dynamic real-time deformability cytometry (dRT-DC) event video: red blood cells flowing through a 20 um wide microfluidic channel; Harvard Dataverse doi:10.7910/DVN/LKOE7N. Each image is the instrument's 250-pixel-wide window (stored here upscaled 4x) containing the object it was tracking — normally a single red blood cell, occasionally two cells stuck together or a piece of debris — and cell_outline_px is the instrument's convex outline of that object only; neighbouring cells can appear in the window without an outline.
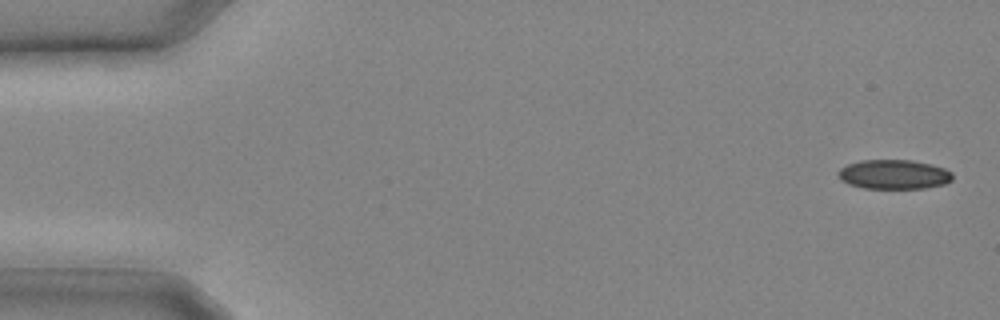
{"species": "common noctule bat (a hibernating species)", "species_latin": "Nyctalus noctula", "temperature_condition": "cold", "stored_images_in_passage": 10, "camera_frame_rate_fps": 3000, "um_per_image_px": 0.085, "animal": {"sex": "male", "body_mass_g": 20.4}, "frame": {"image": 1, "passage_image": 1, "time_ms": 0.0, "image_size_px": [1000, 320], "cell_outline_px": [[952, 180], [944, 184], [924, 188], [864, 188], [848, 184], [840, 180], [836, 172], [840, 168], [848, 164], [860, 160], [912, 160], [944, 168], [952, 172]], "centroid_in_image_um": [75.94, 14.82], "position_along_channel_um": 9.1, "area_um2": 19.59}}
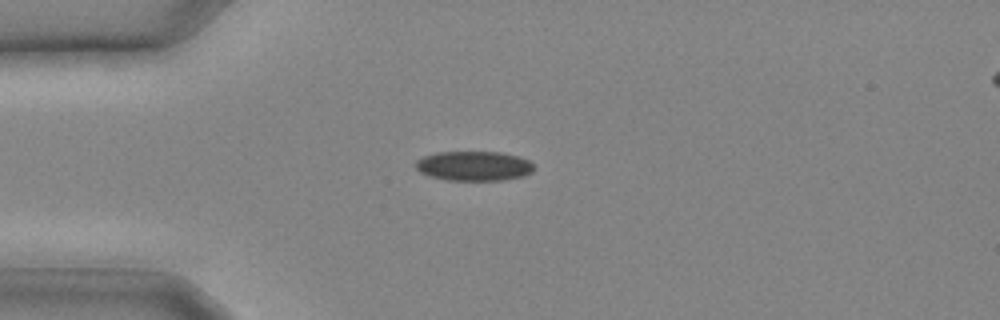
{"frame": {"image": 2, "passage_image": 7, "time_ms": 2.0, "image_size_px": [1000, 320], "cell_outline_px": [[536, 168], [532, 172], [524, 176], [504, 180], [448, 180], [432, 176], [420, 172], [416, 168], [416, 160], [424, 156], [436, 152], [500, 152], [520, 156], [528, 160]], "centroid_in_image_um": [40.32, 14.1], "position_along_channel_um": 44.7, "area_um2": 20.46}}
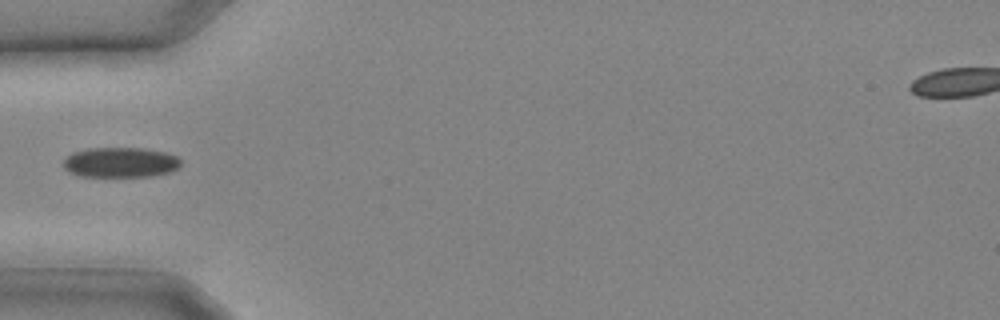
{"frame": {"image": 3, "passage_image": 9, "time_ms": 2.667, "image_size_px": [1000, 320], "cell_outline_px": [[180, 164], [176, 168], [168, 172], [152, 176], [80, 176], [68, 172], [64, 168], [64, 160], [72, 152], [88, 148], [144, 148], [168, 152], [176, 156], [180, 160]], "centroid_in_image_um": [10.22, 13.79], "position_along_channel_um": 74.8, "area_um2": 20.58}}